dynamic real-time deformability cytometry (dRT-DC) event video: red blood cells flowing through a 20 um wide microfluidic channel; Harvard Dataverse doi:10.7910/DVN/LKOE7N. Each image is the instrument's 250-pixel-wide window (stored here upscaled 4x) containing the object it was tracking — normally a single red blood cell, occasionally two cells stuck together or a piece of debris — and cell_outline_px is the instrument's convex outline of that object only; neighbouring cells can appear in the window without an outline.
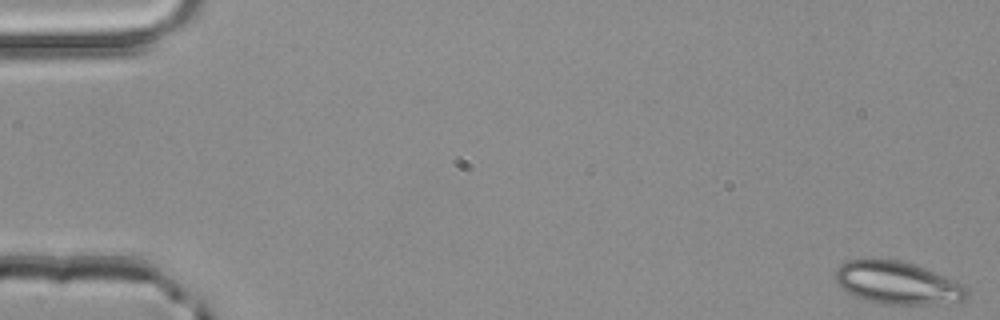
{"species": "common noctule bat (a hibernating species)", "species_latin": "Nyctalus noctula", "temperature_condition": "room temperature", "stored_images_in_passage": 52, "camera_frame_rate_fps": 3000, "um_per_image_px": 0.085, "animal": {"sex": "male", "body_mass_g": 20.4}, "frame": {"image": 1, "passage_image": 1, "time_ms": 0.0, "image_size_px": [1000, 320], "cell_outline_px": [[968, 296], [964, 300], [932, 304], [888, 304], [868, 300], [856, 296], [840, 288], [832, 276], [836, 268], [840, 264], [848, 260], [868, 256], [900, 260], [924, 268], [956, 280], [964, 284], [968, 288]], "centroid_in_image_um": [76.22, 24.0], "position_along_channel_um": 8.8, "area_um2": 33.29}}
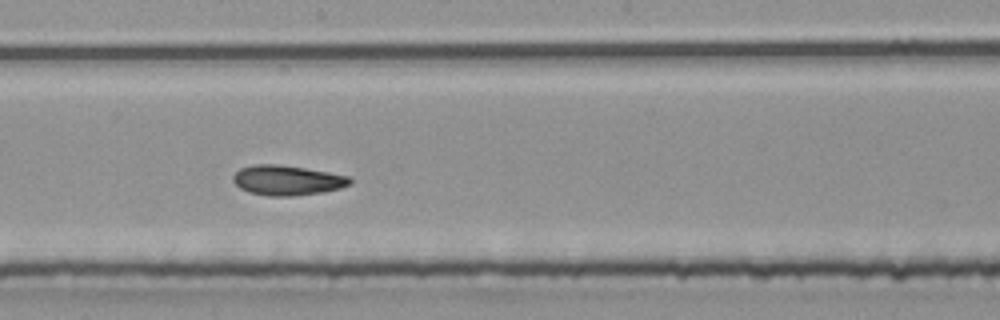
{"frame": {"image": 2, "passage_image": 29, "time_ms": 9.333, "image_size_px": [1000, 320], "cell_outline_px": [[352, 184], [340, 188], [324, 192], [292, 196], [268, 196], [248, 192], [240, 188], [232, 180], [232, 176], [240, 168], [256, 164], [276, 164], [304, 168], [352, 176]], "centroid_in_image_um": [24.43, 15.33], "position_along_channel_um": 223.8, "area_um2": 20.52}}
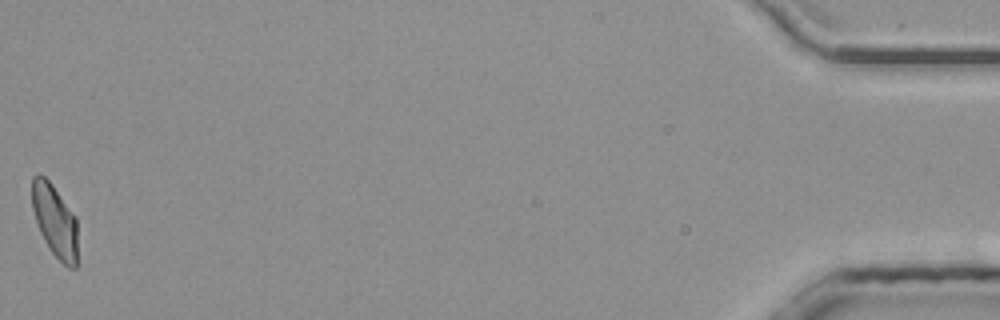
{"frame": {"image": 3, "passage_image": 52, "time_ms": 17.0, "image_size_px": [1000, 320], "cell_outline_px": [[76, 268], [68, 268], [48, 248], [40, 232], [32, 208], [32, 176], [36, 172], [44, 176], [52, 184], [76, 216]], "centroid_in_image_um": [4.64, 18.73], "position_along_channel_um": 430.6, "area_um2": 19.19}, "authors_computed_cell_mechanics": {"area_um2": 20.4901, "velocity_mm_per_s": 4.0427, "shape_relaxation_time_tau1_ms": null, "shape_relaxation_time_tau2_ms": 2.5491, "deformation_change_tau1": null, "deformation_change_tau2": 0.0785}}